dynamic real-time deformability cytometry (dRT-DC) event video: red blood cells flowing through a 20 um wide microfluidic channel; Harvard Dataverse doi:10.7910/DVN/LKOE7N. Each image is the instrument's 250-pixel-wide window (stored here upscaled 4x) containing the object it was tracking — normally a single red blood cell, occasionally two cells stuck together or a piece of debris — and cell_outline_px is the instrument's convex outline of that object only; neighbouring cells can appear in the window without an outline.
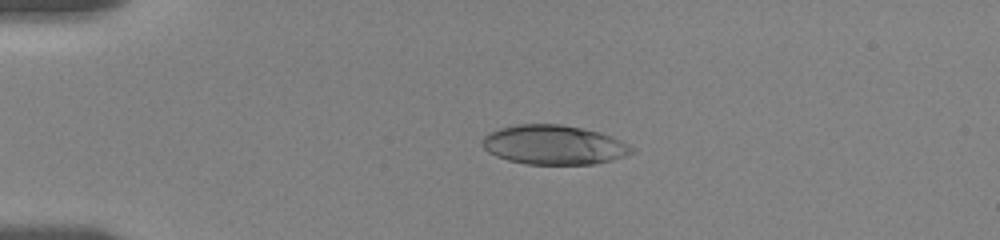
{"species": "human", "species_latin": "Homo sapiens", "temperature_condition": "room temperature", "stored_images_in_passage": 6, "camera_frame_rate_fps": 3000, "um_per_image_px": 0.085, "donor": {"sex": "female"}, "frame": {"image": 1, "passage_image": 2, "time_ms": 1.333, "image_size_px": [1000, 240], "cell_outline_px": [[632, 152], [624, 156], [612, 160], [592, 164], [524, 164], [508, 160], [496, 156], [488, 152], [480, 144], [484, 136], [488, 132], [500, 128], [516, 124], [560, 124], [600, 132], [612, 136], [628, 144], [632, 148]], "centroid_in_image_um": [47.03, 12.31], "position_along_channel_um": 38.0, "area_um2": 34.28}}
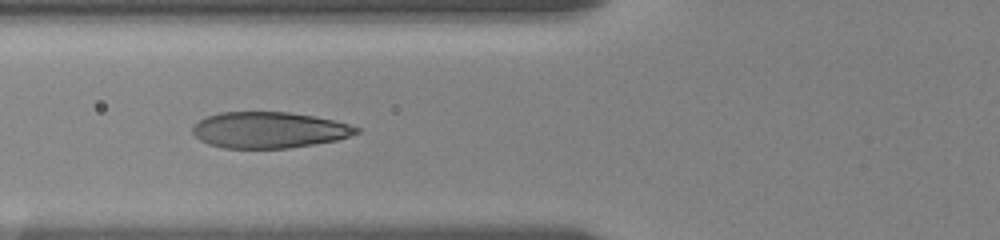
{"frame": {"image": 2, "passage_image": 5, "time_ms": 4.333, "image_size_px": [1000, 240], "cell_outline_px": [[360, 132], [336, 140], [288, 148], [224, 148], [208, 144], [200, 140], [192, 132], [192, 128], [200, 120], [208, 116], [220, 112], [288, 112], [312, 116], [332, 120], [348, 124], [360, 128]], "centroid_in_image_um": [22.85, 11.05], "position_along_channel_um": 103.0, "area_um2": 34.16}}
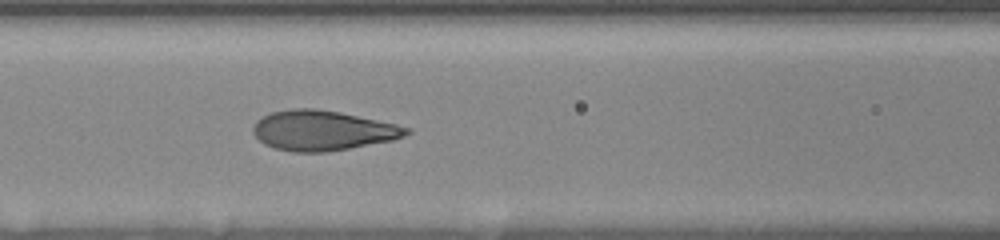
{"frame": {"image": 3, "passage_image": 6, "time_ms": 5.333, "image_size_px": [1000, 240], "cell_outline_px": [[412, 132], [404, 136], [392, 140], [328, 152], [292, 152], [276, 148], [264, 144], [252, 132], [252, 128], [256, 120], [272, 112], [292, 108], [316, 108], [340, 112], [396, 124], [412, 128]], "centroid_in_image_um": [27.42, 11.09], "position_along_channel_um": 139.2, "area_um2": 35.72}}